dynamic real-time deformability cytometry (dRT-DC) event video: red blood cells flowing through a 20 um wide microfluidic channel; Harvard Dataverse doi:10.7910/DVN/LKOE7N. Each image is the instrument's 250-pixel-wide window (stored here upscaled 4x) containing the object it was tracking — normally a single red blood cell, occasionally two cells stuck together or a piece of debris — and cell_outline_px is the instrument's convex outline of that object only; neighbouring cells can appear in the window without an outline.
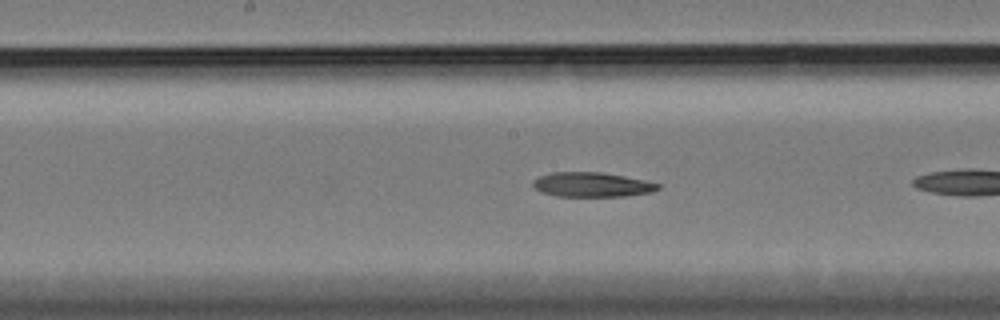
{"species": "Egyptian fruit bat (a non-hibernating species)", "species_latin": "Rousettus aegyptiacus", "temperature_condition": "cold", "stored_images_in_passage": 15, "camera_frame_rate_fps": 3000, "um_per_image_px": 0.085, "animal": {"sex": "female"}, "frame": {"image": 1, "passage_image": 13, "time_ms": 4.0, "image_size_px": [1000, 320], "cell_outline_px": [[660, 188], [652, 192], [624, 196], [556, 196], [540, 192], [532, 188], [532, 180], [540, 176], [552, 172], [600, 172], [624, 176], [644, 180], [660, 184]], "centroid_in_image_um": [50.27, 15.69], "position_along_channel_um": 197.9, "area_um2": 17.98}}